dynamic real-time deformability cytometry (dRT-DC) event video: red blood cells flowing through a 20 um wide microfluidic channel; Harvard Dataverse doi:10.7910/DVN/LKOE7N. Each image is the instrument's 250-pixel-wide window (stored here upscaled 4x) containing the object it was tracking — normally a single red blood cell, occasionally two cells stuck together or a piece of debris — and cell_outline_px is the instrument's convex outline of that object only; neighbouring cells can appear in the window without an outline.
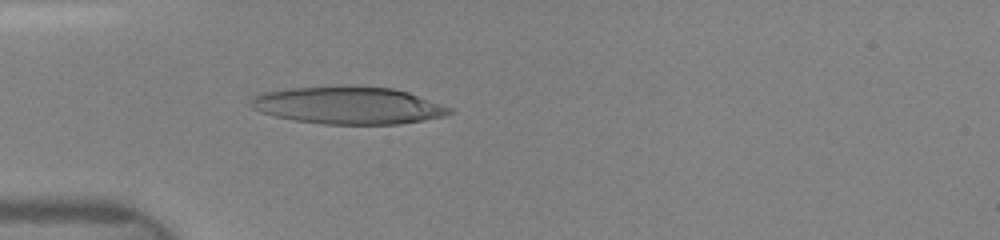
{"species": "human", "species_latin": "Homo sapiens", "temperature_condition": "room temperature", "stored_images_in_passage": 7, "camera_frame_rate_fps": 3000, "um_per_image_px": 0.085, "donor": {"sex": "female"}, "frame": {"image": 1, "passage_image": 6, "time_ms": 4.0, "image_size_px": [1000, 240], "cell_outline_px": [[452, 112], [444, 116], [424, 120], [400, 124], [324, 124], [296, 120], [276, 116], [260, 112], [252, 108], [248, 104], [252, 96], [264, 92], [288, 88], [392, 88], [408, 92], [452, 108]], "centroid_in_image_um": [29.59, 8.99], "position_along_channel_um": 55.4, "area_um2": 42.25}}